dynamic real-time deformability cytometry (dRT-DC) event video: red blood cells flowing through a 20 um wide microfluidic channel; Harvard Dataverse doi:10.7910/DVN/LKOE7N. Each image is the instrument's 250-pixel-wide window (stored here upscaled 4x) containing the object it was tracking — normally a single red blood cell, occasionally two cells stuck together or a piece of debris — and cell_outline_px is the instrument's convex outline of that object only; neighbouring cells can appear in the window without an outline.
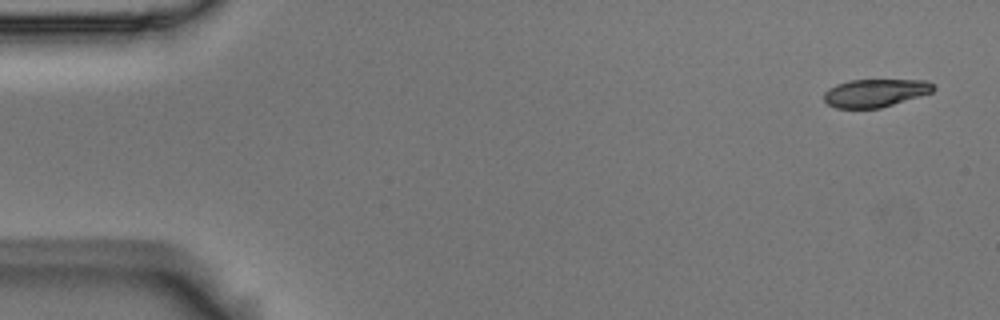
{"species": "Egyptian fruit bat (a non-hibernating species)", "species_latin": "Rousettus aegyptiacus", "temperature_condition": "room temperature", "stored_images_in_passage": 6, "segment_of_instrument_passage": [1, 2], "camera_frame_rate_fps": 3000, "um_per_image_px": 0.085, "animal": {"sex": "male"}, "frame": {"image": 1, "passage_image": 1, "time_ms": 0.0, "image_size_px": [1000, 320], "cell_outline_px": [[936, 88], [932, 92], [880, 108], [836, 108], [828, 104], [824, 100], [824, 92], [828, 88], [836, 84], [848, 80], [928, 80], [936, 84]], "centroid_in_image_um": [74.4, 7.89], "position_along_channel_um": 10.6, "area_um2": 17.92}}
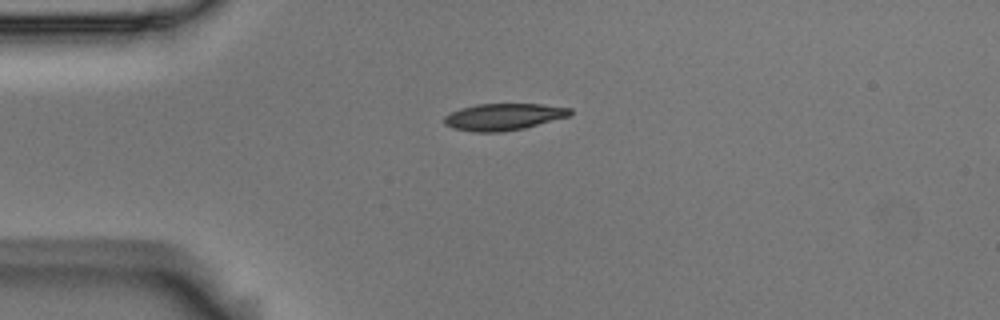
{"frame": {"image": 2, "passage_image": 4, "time_ms": 1.0, "image_size_px": [1000, 320], "cell_outline_px": [[572, 112], [568, 116], [524, 128], [504, 132], [472, 132], [452, 128], [444, 124], [444, 116], [460, 108], [476, 104], [540, 104], [572, 108]], "centroid_in_image_um": [42.76, 9.93], "position_along_channel_um": 42.2, "area_um2": 19.65}}